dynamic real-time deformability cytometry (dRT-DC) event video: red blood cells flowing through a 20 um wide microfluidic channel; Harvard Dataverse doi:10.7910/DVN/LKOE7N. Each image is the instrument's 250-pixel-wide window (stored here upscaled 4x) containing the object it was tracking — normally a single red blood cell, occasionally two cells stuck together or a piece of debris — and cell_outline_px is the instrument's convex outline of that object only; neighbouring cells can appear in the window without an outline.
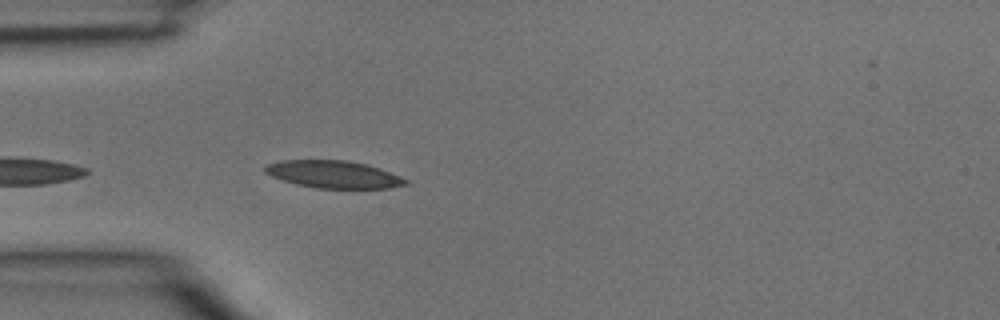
{"species": "common noctule bat (a hibernating species)", "species_latin": "Nyctalus noctula", "temperature_condition": "room temperature", "stored_images_in_passage": 2, "camera_frame_rate_fps": 3000, "um_per_image_px": 0.085, "animal": {"sex": "male", "body_mass_g": 15.6}, "frame": {"image": 1, "passage_image": 2, "time_ms": 0.333, "image_size_px": [1000, 320], "cell_outline_px": [[412, 180], [408, 184], [388, 188], [316, 188], [296, 184], [272, 176], [264, 172], [264, 164], [280, 160], [348, 160], [368, 164], [380, 168]], "centroid_in_image_um": [28.39, 14.81], "position_along_channel_um": 56.6, "area_um2": 22.72}}